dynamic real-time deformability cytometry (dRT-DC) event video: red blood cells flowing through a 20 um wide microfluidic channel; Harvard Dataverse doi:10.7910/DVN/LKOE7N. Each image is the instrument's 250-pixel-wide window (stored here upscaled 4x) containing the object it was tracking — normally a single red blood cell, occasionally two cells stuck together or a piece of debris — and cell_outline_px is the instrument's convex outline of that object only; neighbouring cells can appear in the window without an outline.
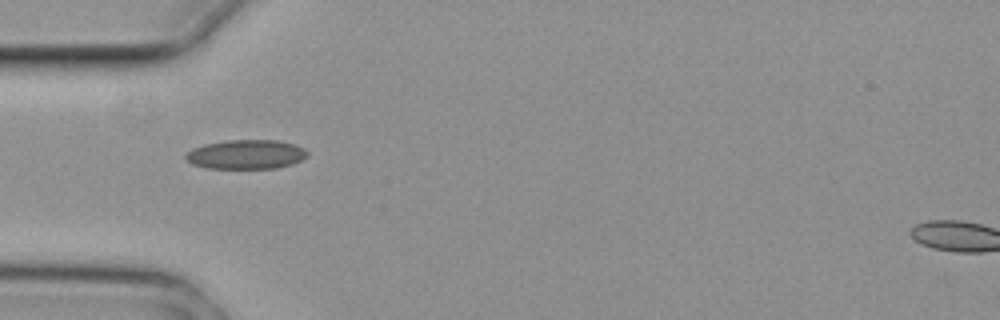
{"species": "common noctule bat (a hibernating species)", "species_latin": "Nyctalus noctula", "temperature_condition": "cold", "stored_images_in_passage": 1, "camera_frame_rate_fps": 3000, "um_per_image_px": 0.085, "animal": {"sex": "female", "body_mass_g": 29.2, "forearm_length_mm": 56.3}, "frame": {"image": 1, "passage_image": 1, "time_ms": 0.0, "image_size_px": [1000, 320], "cell_outline_px": [[308, 156], [292, 164], [276, 168], [208, 168], [192, 164], [184, 160], [184, 152], [192, 148], [204, 144], [228, 140], [276, 140], [296, 144], [304, 148], [308, 152]], "centroid_in_image_um": [20.88, 13.12], "position_along_channel_um": 64.1, "area_um2": 20.98}}